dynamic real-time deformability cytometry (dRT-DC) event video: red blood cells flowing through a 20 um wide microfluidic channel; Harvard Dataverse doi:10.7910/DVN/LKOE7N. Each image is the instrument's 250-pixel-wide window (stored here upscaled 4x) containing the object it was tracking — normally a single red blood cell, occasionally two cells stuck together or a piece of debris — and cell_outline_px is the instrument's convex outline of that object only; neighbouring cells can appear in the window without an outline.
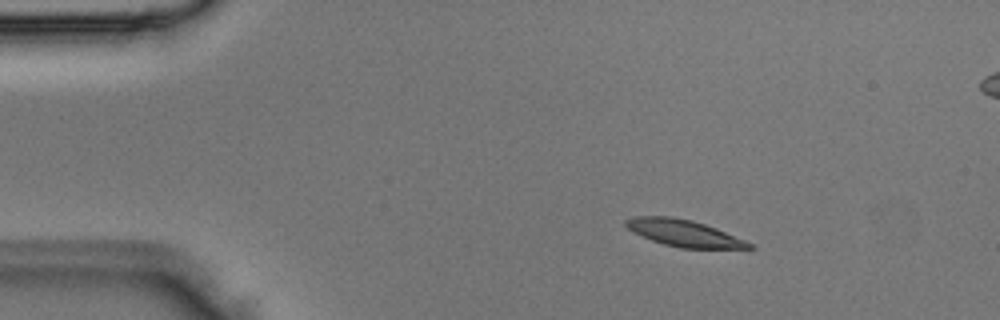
{"species": "Egyptian fruit bat (a non-hibernating species)", "species_latin": "Rousettus aegyptiacus", "temperature_condition": "room temperature", "stored_images_in_passage": 3, "camera_frame_rate_fps": 3000, "um_per_image_px": 0.085, "animal": {"sex": "male"}, "frame": {"image": 1, "passage_image": 1, "time_ms": 0.0, "image_size_px": [1000, 320], "cell_outline_px": [[756, 248], [680, 248], [664, 244], [652, 240], [628, 228], [624, 224], [624, 220], [632, 216], [672, 216], [692, 220], [716, 228], [744, 240], [752, 244]], "centroid_in_image_um": [58.11, 19.8], "position_along_channel_um": 26.9, "area_um2": 18.9}}